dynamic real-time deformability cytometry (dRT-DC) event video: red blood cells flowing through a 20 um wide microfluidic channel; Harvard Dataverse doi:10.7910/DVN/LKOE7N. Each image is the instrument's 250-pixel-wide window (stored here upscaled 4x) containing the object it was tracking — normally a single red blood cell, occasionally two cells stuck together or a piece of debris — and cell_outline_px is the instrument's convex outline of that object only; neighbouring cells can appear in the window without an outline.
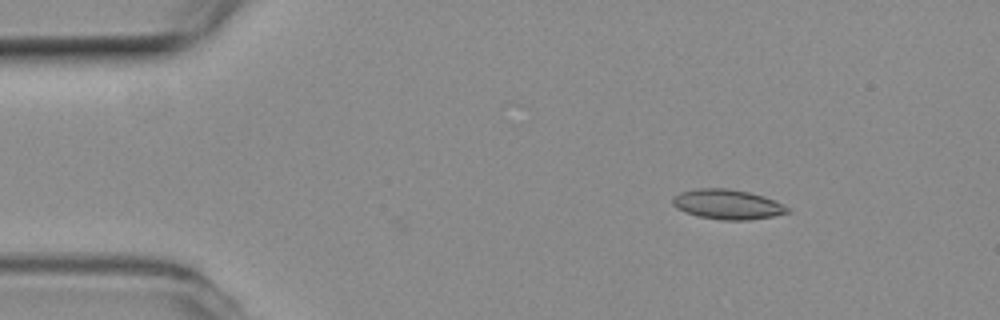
{"species": "common noctule bat (a hibernating species)", "species_latin": "Nyctalus noctula", "temperature_condition": "room temperature", "stored_images_in_passage": 47, "camera_frame_rate_fps": 3000, "um_per_image_px": 0.085, "animal": {"sex": "female", "body_mass_g": 19.3, "forearm_length_mm": 54.1}, "frame": {"image": 1, "passage_image": 1, "time_ms": 0.0, "image_size_px": [1000, 320], "cell_outline_px": [[792, 212], [772, 216], [748, 220], [720, 220], [700, 216], [684, 212], [676, 208], [672, 204], [672, 196], [680, 192], [700, 188], [728, 188], [748, 192], [764, 196], [792, 208]], "centroid_in_image_um": [61.84, 17.37], "position_along_channel_um": 23.2, "area_um2": 20.11}}
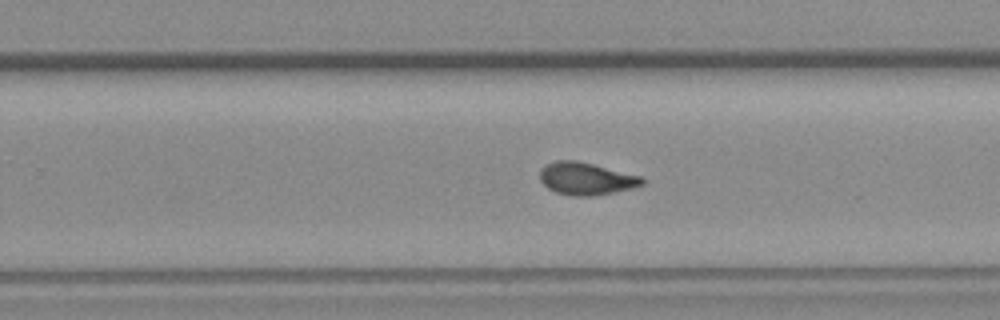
{"frame": {"image": 2, "passage_image": 27, "time_ms": 8.667, "image_size_px": [1000, 320], "cell_outline_px": [[644, 184], [632, 188], [616, 192], [592, 196], [572, 196], [556, 192], [548, 188], [540, 180], [540, 168], [544, 164], [556, 160], [576, 160], [640, 176], [644, 180]], "centroid_in_image_um": [49.78, 15.18], "position_along_channel_um": 280.0, "area_um2": 19.31}}
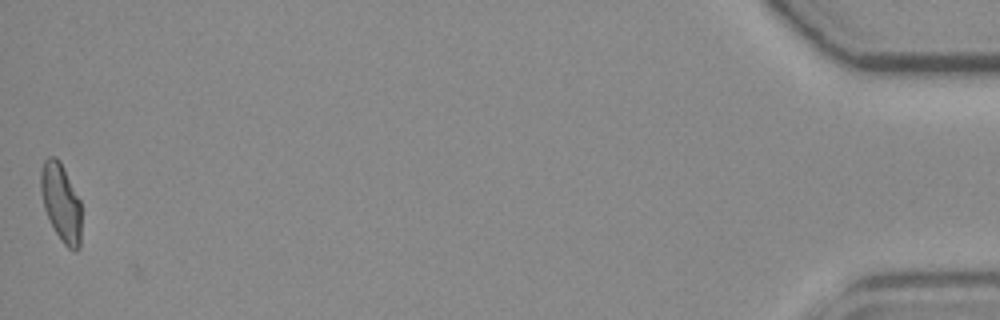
{"frame": {"image": 3, "passage_image": 47, "time_ms": 15.333, "image_size_px": [1000, 320], "cell_outline_px": [[80, 248], [76, 252], [68, 248], [64, 244], [56, 232], [44, 208], [40, 192], [40, 172], [44, 160], [48, 156], [56, 156], [60, 160], [80, 200]], "centroid_in_image_um": [5.17, 17.18], "position_along_channel_um": 430.0, "area_um2": 18.44}, "authors_computed_cell_mechanics": {"area_um2": 19.1896, "velocity_mm_per_s": 3.8176, "shape_relaxation_time_tau1_ms": null, "shape_relaxation_time_tau2_ms": 2.1653, "deformation_change_tau1": null, "deformation_change_tau2": 0.063}}